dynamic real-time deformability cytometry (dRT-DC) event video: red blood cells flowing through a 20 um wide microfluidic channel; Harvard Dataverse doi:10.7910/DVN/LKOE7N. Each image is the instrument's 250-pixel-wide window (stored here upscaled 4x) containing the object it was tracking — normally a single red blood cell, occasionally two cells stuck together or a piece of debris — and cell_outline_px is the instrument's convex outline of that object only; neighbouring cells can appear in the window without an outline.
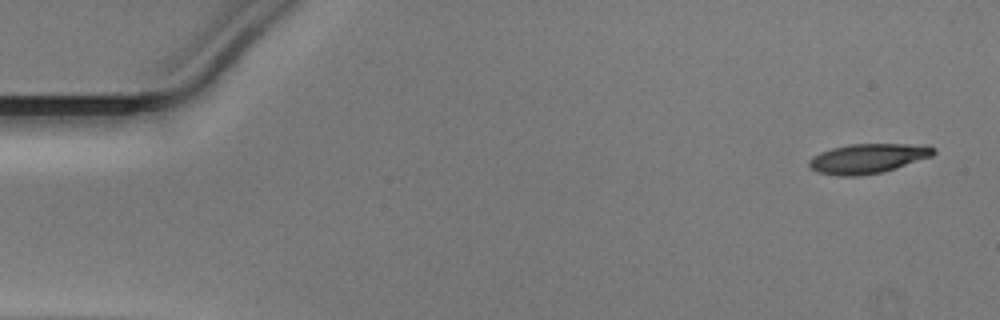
{"species": "Egyptian fruit bat (a non-hibernating species)", "species_latin": "Rousettus aegyptiacus", "temperature_condition": "warm", "stored_images_in_passage": 11, "camera_frame_rate_fps": 3000, "um_per_image_px": 0.085, "animal": {"sex": "male"}, "frame": {"image": 1, "passage_image": 1, "time_ms": 0.0, "image_size_px": [1000, 320], "cell_outline_px": [[936, 152], [932, 156], [896, 168], [880, 172], [860, 176], [836, 176], [816, 172], [808, 164], [808, 160], [812, 156], [820, 152], [832, 148], [852, 144], [928, 144], [936, 148]], "centroid_in_image_um": [73.78, 13.46], "position_along_channel_um": 11.2, "area_um2": 21.68}}